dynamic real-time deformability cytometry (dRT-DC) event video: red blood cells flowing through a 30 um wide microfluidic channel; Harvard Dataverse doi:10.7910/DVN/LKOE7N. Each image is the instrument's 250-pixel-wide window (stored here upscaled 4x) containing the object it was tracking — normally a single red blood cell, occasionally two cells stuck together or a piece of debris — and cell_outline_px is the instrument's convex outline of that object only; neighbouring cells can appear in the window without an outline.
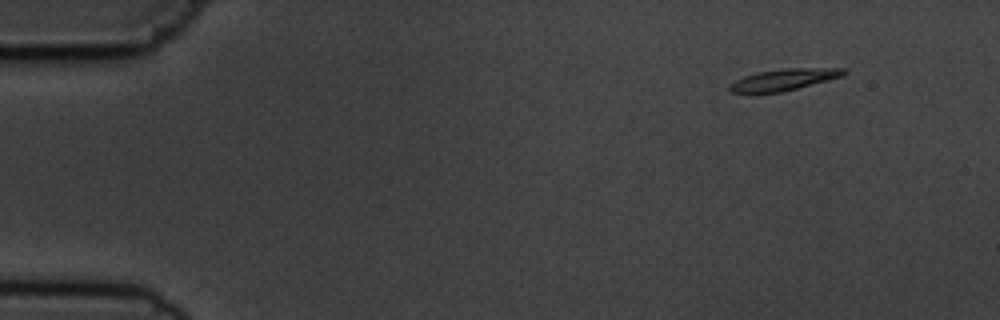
{"species": "common noctule bat (a hibernating species)", "species_latin": "Nyctalus noctula", "temperature_condition": "cold", "stored_images_in_passage": 4, "camera_frame_rate_fps": 3000, "um_per_image_px": 0.085, "animal": {"sex": "male", "body_mass_g": 19.5, "forearm_length_mm": 54.6}, "frame": {"image": 1, "passage_image": 1, "time_ms": 0.0, "image_size_px": [1000, 320], "cell_outline_px": [[848, 72], [844, 76], [780, 92], [732, 92], [728, 88], [728, 84], [744, 76], [756, 72], [784, 68], [848, 68]], "centroid_in_image_um": [66.67, 6.74], "position_along_channel_um": 18.3, "area_um2": 14.22}}